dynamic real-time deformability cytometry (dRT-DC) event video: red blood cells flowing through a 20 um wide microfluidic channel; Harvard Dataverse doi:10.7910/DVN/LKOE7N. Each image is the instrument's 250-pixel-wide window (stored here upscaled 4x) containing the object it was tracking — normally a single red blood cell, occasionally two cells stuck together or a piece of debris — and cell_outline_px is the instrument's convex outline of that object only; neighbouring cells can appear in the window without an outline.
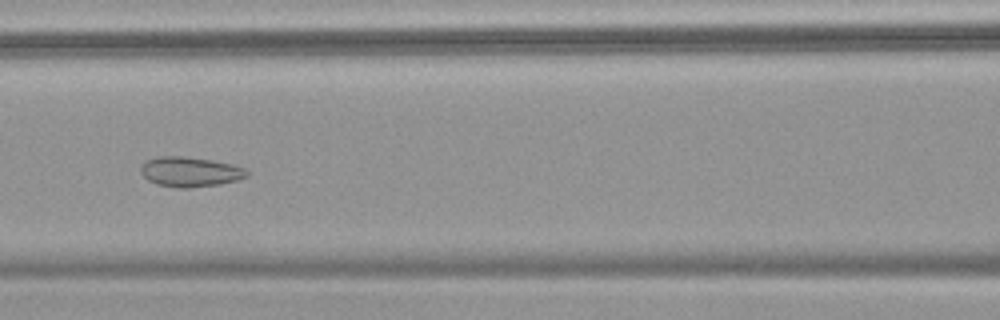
{"species": "common noctule bat (a hibernating species)", "species_latin": "Nyctalus noctula", "temperature_condition": "warm", "stored_images_in_passage": 54, "camera_frame_rate_fps": 3000, "um_per_image_px": 0.085, "animal": {"sex": "female", "body_mass_g": 18.4}, "frame": {"image": 1, "passage_image": 25, "time_ms": 8.0, "image_size_px": [1000, 320], "cell_outline_px": [[248, 176], [236, 180], [220, 184], [188, 188], [176, 188], [156, 184], [148, 180], [140, 172], [140, 168], [148, 160], [160, 156], [184, 156], [212, 160], [232, 164], [244, 168], [248, 172]], "centroid_in_image_um": [16.16, 14.61], "position_along_channel_um": 150.4, "area_um2": 18.44}}
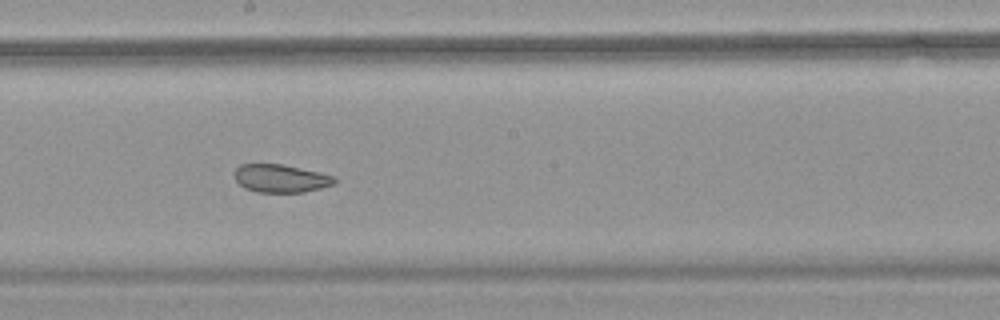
{"frame": {"image": 2, "passage_image": 31, "time_ms": 10.0, "image_size_px": [1000, 320], "cell_outline_px": [[336, 180], [332, 184], [320, 188], [304, 192], [256, 192], [244, 188], [236, 180], [236, 168], [240, 164], [284, 164], [320, 172], [336, 176]], "centroid_in_image_um": [23.88, 15.16], "position_along_channel_um": 224.3, "area_um2": 16.3}}
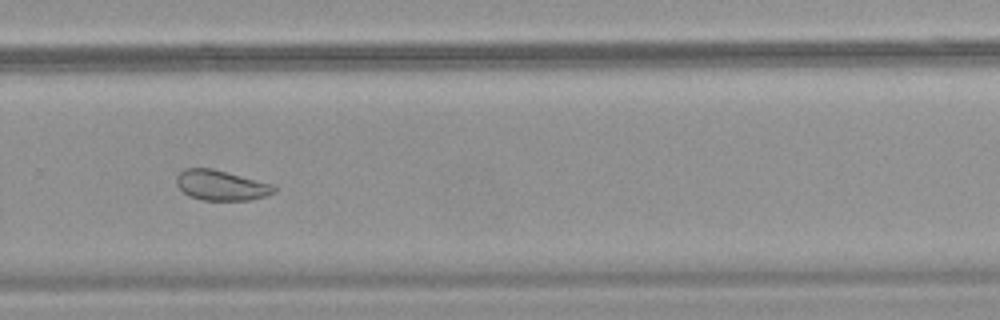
{"frame": {"image": 3, "passage_image": 38, "time_ms": 12.333, "image_size_px": [1000, 320], "cell_outline_px": [[276, 192], [264, 196], [248, 200], [204, 200], [188, 196], [176, 184], [176, 176], [184, 168], [212, 168], [272, 184], [276, 188]], "centroid_in_image_um": [18.77, 15.75], "position_along_channel_um": 311.0, "area_um2": 17.05}, "authors_computed_cell_mechanics": {"area_um2": 22.5709, "velocity_mm_per_s": 3.714, "shape_relaxation_time_tau1_ms": null, "shape_relaxation_time_tau2_ms": 1.7342, "deformation_change_tau1": null, "deformation_change_tau2": 0.0772}}